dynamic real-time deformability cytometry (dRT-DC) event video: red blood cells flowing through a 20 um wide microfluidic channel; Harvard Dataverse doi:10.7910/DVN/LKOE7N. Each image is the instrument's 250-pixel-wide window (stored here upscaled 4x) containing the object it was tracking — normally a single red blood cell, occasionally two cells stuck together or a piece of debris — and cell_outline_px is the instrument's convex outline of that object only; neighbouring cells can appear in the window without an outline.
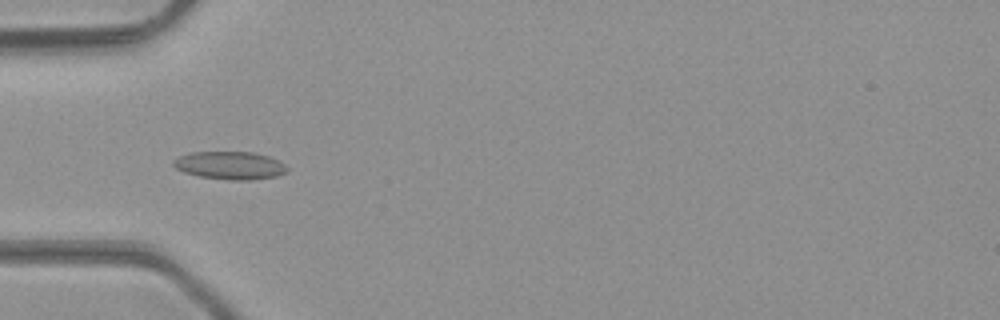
{"species": "common noctule bat (a hibernating species)", "species_latin": "Nyctalus noctula", "temperature_condition": "room temperature", "stored_images_in_passage": 36, "camera_frame_rate_fps": 3000, "um_per_image_px": 0.085, "animal": {"sex": "male", "body_mass_g": 23.1, "forearm_length_mm": 52.7}, "frame": {"image": 1, "passage_image": 12, "time_ms": 3.667, "image_size_px": [1000, 320], "cell_outline_px": [[288, 172], [276, 176], [252, 180], [228, 180], [200, 176], [184, 172], [176, 168], [172, 164], [172, 160], [188, 152], [252, 152], [268, 156], [280, 160], [288, 168]], "centroid_in_image_um": [19.56, 14.06], "position_along_channel_um": 65.4, "area_um2": 18.61}}
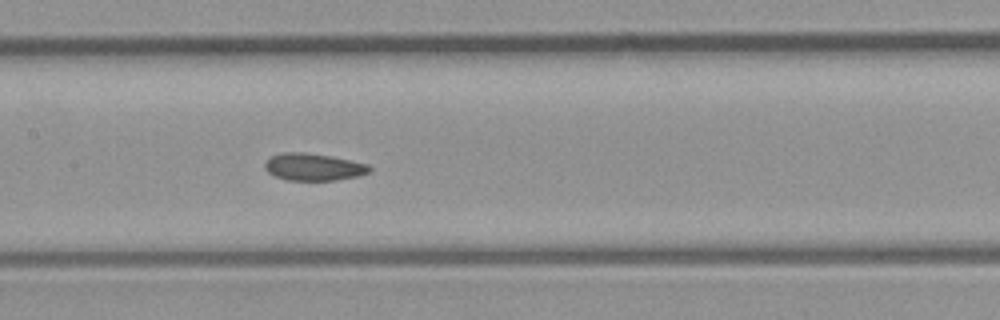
{"frame": {"image": 2, "passage_image": 20, "time_ms": 6.333, "image_size_px": [1000, 320], "cell_outline_px": [[372, 172], [360, 176], [336, 180], [288, 180], [276, 176], [268, 172], [264, 168], [264, 160], [268, 156], [280, 152], [308, 152], [332, 156], [368, 164], [372, 168]], "centroid_in_image_um": [26.64, 14.17], "position_along_channel_um": 180.8, "area_um2": 16.99}}
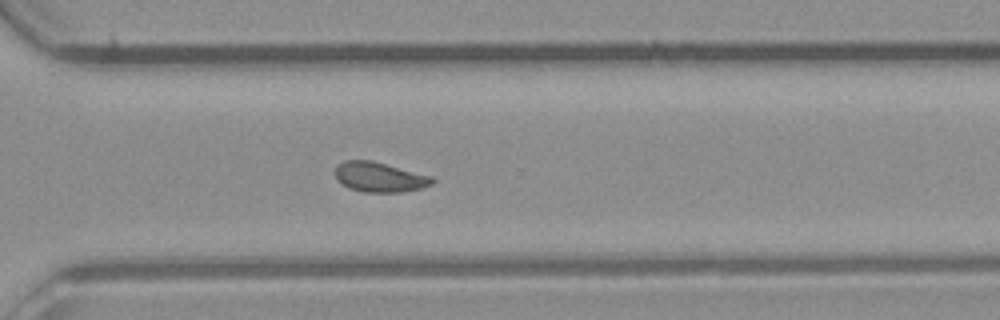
{"frame": {"image": 3, "passage_image": 31, "time_ms": 10.0, "image_size_px": [1000, 320], "cell_outline_px": [[436, 180], [432, 184], [420, 188], [400, 192], [364, 192], [348, 188], [336, 180], [336, 168], [344, 160], [372, 160], [432, 176]], "centroid_in_image_um": [32.26, 15.05], "position_along_channel_um": 338.3, "area_um2": 16.88}, "authors_computed_cell_mechanics": {"area_um2": 17.7735, "velocity_mm_per_s": 4.3035, "shape_relaxation_time_tau1_ms": null, "shape_relaxation_time_tau2_ms": 2.575, "deformation_change_tau1": null, "deformation_change_tau2": 0.054}}